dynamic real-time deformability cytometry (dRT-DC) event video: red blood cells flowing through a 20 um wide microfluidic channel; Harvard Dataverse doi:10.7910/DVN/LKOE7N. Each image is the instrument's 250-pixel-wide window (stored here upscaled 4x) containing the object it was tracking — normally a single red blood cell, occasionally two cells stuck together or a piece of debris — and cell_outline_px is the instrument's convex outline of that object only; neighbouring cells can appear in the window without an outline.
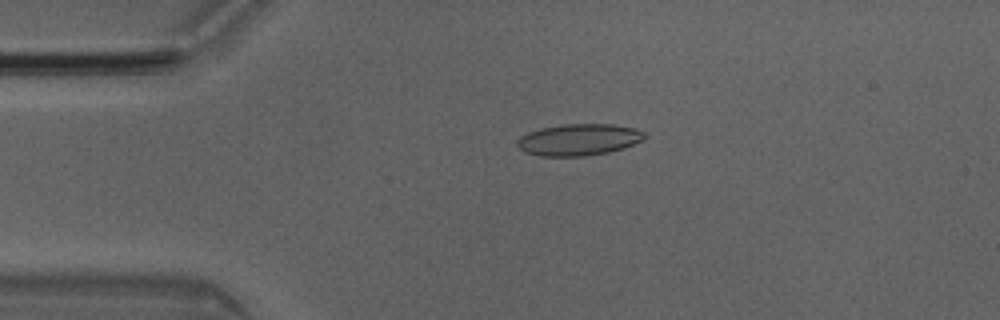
{"species": "Egyptian fruit bat (a non-hibernating species)", "species_latin": "Rousettus aegyptiacus", "temperature_condition": "room temperature", "stored_images_in_passage": 3, "camera_frame_rate_fps": 3000, "um_per_image_px": 0.085, "animal": {"sex": "male"}, "frame": {"image": 1, "passage_image": 3, "time_ms": 0.667, "image_size_px": [1000, 320], "cell_outline_px": [[644, 140], [624, 148], [608, 152], [584, 156], [540, 156], [524, 152], [516, 144], [516, 140], [520, 136], [528, 132], [540, 128], [564, 124], [612, 124], [636, 128], [644, 132]], "centroid_in_image_um": [49.18, 11.87], "position_along_channel_um": 35.8, "area_um2": 23.58}}